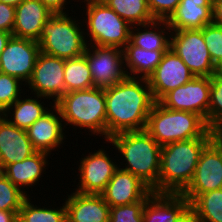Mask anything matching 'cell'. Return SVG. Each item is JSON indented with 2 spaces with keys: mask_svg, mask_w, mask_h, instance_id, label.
<instances>
[{
  "mask_svg": "<svg viewBox=\"0 0 222 222\" xmlns=\"http://www.w3.org/2000/svg\"><path fill=\"white\" fill-rule=\"evenodd\" d=\"M104 93L107 139L122 132L145 130L155 103L147 79L126 76Z\"/></svg>",
  "mask_w": 222,
  "mask_h": 222,
  "instance_id": "1",
  "label": "cell"
},
{
  "mask_svg": "<svg viewBox=\"0 0 222 222\" xmlns=\"http://www.w3.org/2000/svg\"><path fill=\"white\" fill-rule=\"evenodd\" d=\"M107 142L120 153L114 156L121 157L123 163L119 162L122 165L119 164V168L137 176L153 192L158 193L161 146L157 141L146 130H142L115 134L103 141Z\"/></svg>",
  "mask_w": 222,
  "mask_h": 222,
  "instance_id": "2",
  "label": "cell"
},
{
  "mask_svg": "<svg viewBox=\"0 0 222 222\" xmlns=\"http://www.w3.org/2000/svg\"><path fill=\"white\" fill-rule=\"evenodd\" d=\"M213 138L199 137L162 146L158 193H182L194 177L202 150Z\"/></svg>",
  "mask_w": 222,
  "mask_h": 222,
  "instance_id": "3",
  "label": "cell"
},
{
  "mask_svg": "<svg viewBox=\"0 0 222 222\" xmlns=\"http://www.w3.org/2000/svg\"><path fill=\"white\" fill-rule=\"evenodd\" d=\"M55 105L59 108L65 129L83 130L107 141L106 105L104 89L92 87L65 93Z\"/></svg>",
  "mask_w": 222,
  "mask_h": 222,
  "instance_id": "4",
  "label": "cell"
},
{
  "mask_svg": "<svg viewBox=\"0 0 222 222\" xmlns=\"http://www.w3.org/2000/svg\"><path fill=\"white\" fill-rule=\"evenodd\" d=\"M145 130L161 147L182 140L214 137L215 132L200 115L168 109L160 102L152 106Z\"/></svg>",
  "mask_w": 222,
  "mask_h": 222,
  "instance_id": "5",
  "label": "cell"
},
{
  "mask_svg": "<svg viewBox=\"0 0 222 222\" xmlns=\"http://www.w3.org/2000/svg\"><path fill=\"white\" fill-rule=\"evenodd\" d=\"M85 3L82 22L87 44L123 49L129 43L132 26L102 0Z\"/></svg>",
  "mask_w": 222,
  "mask_h": 222,
  "instance_id": "6",
  "label": "cell"
},
{
  "mask_svg": "<svg viewBox=\"0 0 222 222\" xmlns=\"http://www.w3.org/2000/svg\"><path fill=\"white\" fill-rule=\"evenodd\" d=\"M69 15L54 14L45 23L38 40L42 53L65 60L84 55L88 44L82 19Z\"/></svg>",
  "mask_w": 222,
  "mask_h": 222,
  "instance_id": "7",
  "label": "cell"
},
{
  "mask_svg": "<svg viewBox=\"0 0 222 222\" xmlns=\"http://www.w3.org/2000/svg\"><path fill=\"white\" fill-rule=\"evenodd\" d=\"M170 48L181 58L194 76L211 77L216 73L202 29L171 31Z\"/></svg>",
  "mask_w": 222,
  "mask_h": 222,
  "instance_id": "8",
  "label": "cell"
},
{
  "mask_svg": "<svg viewBox=\"0 0 222 222\" xmlns=\"http://www.w3.org/2000/svg\"><path fill=\"white\" fill-rule=\"evenodd\" d=\"M98 150H93L87 156L79 159L78 163V184L73 190L82 194H101L110 179L113 177L119 164L115 162L114 157H110V151H106L104 146ZM104 148V149H103ZM108 152V153H107Z\"/></svg>",
  "mask_w": 222,
  "mask_h": 222,
  "instance_id": "9",
  "label": "cell"
},
{
  "mask_svg": "<svg viewBox=\"0 0 222 222\" xmlns=\"http://www.w3.org/2000/svg\"><path fill=\"white\" fill-rule=\"evenodd\" d=\"M222 188V147L212 139L202 150L194 177L181 193L189 203L199 194Z\"/></svg>",
  "mask_w": 222,
  "mask_h": 222,
  "instance_id": "10",
  "label": "cell"
},
{
  "mask_svg": "<svg viewBox=\"0 0 222 222\" xmlns=\"http://www.w3.org/2000/svg\"><path fill=\"white\" fill-rule=\"evenodd\" d=\"M65 59L40 52L30 80L25 85L30 95L48 98L55 104L65 94Z\"/></svg>",
  "mask_w": 222,
  "mask_h": 222,
  "instance_id": "11",
  "label": "cell"
},
{
  "mask_svg": "<svg viewBox=\"0 0 222 222\" xmlns=\"http://www.w3.org/2000/svg\"><path fill=\"white\" fill-rule=\"evenodd\" d=\"M84 56L87 58L95 87L110 88L126 77L123 49L88 45Z\"/></svg>",
  "mask_w": 222,
  "mask_h": 222,
  "instance_id": "12",
  "label": "cell"
},
{
  "mask_svg": "<svg viewBox=\"0 0 222 222\" xmlns=\"http://www.w3.org/2000/svg\"><path fill=\"white\" fill-rule=\"evenodd\" d=\"M211 77L195 76L184 85L168 92L159 102L168 109L193 112L208 125Z\"/></svg>",
  "mask_w": 222,
  "mask_h": 222,
  "instance_id": "13",
  "label": "cell"
},
{
  "mask_svg": "<svg viewBox=\"0 0 222 222\" xmlns=\"http://www.w3.org/2000/svg\"><path fill=\"white\" fill-rule=\"evenodd\" d=\"M40 52L37 41L12 36L0 55V72L27 84Z\"/></svg>",
  "mask_w": 222,
  "mask_h": 222,
  "instance_id": "14",
  "label": "cell"
},
{
  "mask_svg": "<svg viewBox=\"0 0 222 222\" xmlns=\"http://www.w3.org/2000/svg\"><path fill=\"white\" fill-rule=\"evenodd\" d=\"M194 77L181 58L169 48L147 81L155 102H159L168 92L184 85Z\"/></svg>",
  "mask_w": 222,
  "mask_h": 222,
  "instance_id": "15",
  "label": "cell"
},
{
  "mask_svg": "<svg viewBox=\"0 0 222 222\" xmlns=\"http://www.w3.org/2000/svg\"><path fill=\"white\" fill-rule=\"evenodd\" d=\"M26 131L28 138L37 151L53 155L55 154L52 152L56 151V149L58 151L63 147L66 142L64 140L68 137L66 136L67 131L65 130L61 112L55 104Z\"/></svg>",
  "mask_w": 222,
  "mask_h": 222,
  "instance_id": "16",
  "label": "cell"
},
{
  "mask_svg": "<svg viewBox=\"0 0 222 222\" xmlns=\"http://www.w3.org/2000/svg\"><path fill=\"white\" fill-rule=\"evenodd\" d=\"M151 191L137 176L118 168L101 195L110 207H114L141 201Z\"/></svg>",
  "mask_w": 222,
  "mask_h": 222,
  "instance_id": "17",
  "label": "cell"
},
{
  "mask_svg": "<svg viewBox=\"0 0 222 222\" xmlns=\"http://www.w3.org/2000/svg\"><path fill=\"white\" fill-rule=\"evenodd\" d=\"M69 194L63 199L67 222H109L110 206L101 194H82L74 190Z\"/></svg>",
  "mask_w": 222,
  "mask_h": 222,
  "instance_id": "18",
  "label": "cell"
},
{
  "mask_svg": "<svg viewBox=\"0 0 222 222\" xmlns=\"http://www.w3.org/2000/svg\"><path fill=\"white\" fill-rule=\"evenodd\" d=\"M36 152L27 131L12 125L0 115V171L7 165L20 162Z\"/></svg>",
  "mask_w": 222,
  "mask_h": 222,
  "instance_id": "19",
  "label": "cell"
},
{
  "mask_svg": "<svg viewBox=\"0 0 222 222\" xmlns=\"http://www.w3.org/2000/svg\"><path fill=\"white\" fill-rule=\"evenodd\" d=\"M54 15L40 0H24L15 7L12 35L37 41L45 23Z\"/></svg>",
  "mask_w": 222,
  "mask_h": 222,
  "instance_id": "20",
  "label": "cell"
},
{
  "mask_svg": "<svg viewBox=\"0 0 222 222\" xmlns=\"http://www.w3.org/2000/svg\"><path fill=\"white\" fill-rule=\"evenodd\" d=\"M51 154L37 151L30 157L13 164L7 165L1 172L22 192L29 196V187L33 191L32 187L39 184L40 178L46 171L50 162L48 160Z\"/></svg>",
  "mask_w": 222,
  "mask_h": 222,
  "instance_id": "21",
  "label": "cell"
},
{
  "mask_svg": "<svg viewBox=\"0 0 222 222\" xmlns=\"http://www.w3.org/2000/svg\"><path fill=\"white\" fill-rule=\"evenodd\" d=\"M213 0H181L167 20L171 31L202 29L212 23Z\"/></svg>",
  "mask_w": 222,
  "mask_h": 222,
  "instance_id": "22",
  "label": "cell"
},
{
  "mask_svg": "<svg viewBox=\"0 0 222 222\" xmlns=\"http://www.w3.org/2000/svg\"><path fill=\"white\" fill-rule=\"evenodd\" d=\"M190 205L181 193L153 192L143 207V222H175Z\"/></svg>",
  "mask_w": 222,
  "mask_h": 222,
  "instance_id": "23",
  "label": "cell"
},
{
  "mask_svg": "<svg viewBox=\"0 0 222 222\" xmlns=\"http://www.w3.org/2000/svg\"><path fill=\"white\" fill-rule=\"evenodd\" d=\"M24 95L25 94H23L24 99L22 96L19 97L1 115L5 117L12 125L17 126L20 129L27 130L37 119L41 118L45 113H47L51 109L49 107H52L54 103L51 101L49 102L48 98L42 96H29L28 94L25 95L27 97L26 98ZM45 100L49 104H47Z\"/></svg>",
  "mask_w": 222,
  "mask_h": 222,
  "instance_id": "24",
  "label": "cell"
},
{
  "mask_svg": "<svg viewBox=\"0 0 222 222\" xmlns=\"http://www.w3.org/2000/svg\"><path fill=\"white\" fill-rule=\"evenodd\" d=\"M143 28V29H142ZM171 28L167 20H154L147 24L133 25L129 42L145 50H168Z\"/></svg>",
  "mask_w": 222,
  "mask_h": 222,
  "instance_id": "25",
  "label": "cell"
},
{
  "mask_svg": "<svg viewBox=\"0 0 222 222\" xmlns=\"http://www.w3.org/2000/svg\"><path fill=\"white\" fill-rule=\"evenodd\" d=\"M167 50H145L130 42L123 48L124 70L126 76L133 78L148 77L161 62Z\"/></svg>",
  "mask_w": 222,
  "mask_h": 222,
  "instance_id": "26",
  "label": "cell"
},
{
  "mask_svg": "<svg viewBox=\"0 0 222 222\" xmlns=\"http://www.w3.org/2000/svg\"><path fill=\"white\" fill-rule=\"evenodd\" d=\"M30 197L27 196L21 205L18 222H67L65 203L54 208L56 202L53 201V207L52 205L46 207L45 204L41 207L39 204L34 205Z\"/></svg>",
  "mask_w": 222,
  "mask_h": 222,
  "instance_id": "27",
  "label": "cell"
},
{
  "mask_svg": "<svg viewBox=\"0 0 222 222\" xmlns=\"http://www.w3.org/2000/svg\"><path fill=\"white\" fill-rule=\"evenodd\" d=\"M64 83L65 93L95 87L87 58L84 55L65 60Z\"/></svg>",
  "mask_w": 222,
  "mask_h": 222,
  "instance_id": "28",
  "label": "cell"
},
{
  "mask_svg": "<svg viewBox=\"0 0 222 222\" xmlns=\"http://www.w3.org/2000/svg\"><path fill=\"white\" fill-rule=\"evenodd\" d=\"M131 26L154 21L147 0H102Z\"/></svg>",
  "mask_w": 222,
  "mask_h": 222,
  "instance_id": "29",
  "label": "cell"
},
{
  "mask_svg": "<svg viewBox=\"0 0 222 222\" xmlns=\"http://www.w3.org/2000/svg\"><path fill=\"white\" fill-rule=\"evenodd\" d=\"M190 206L200 222H222V188L199 194Z\"/></svg>",
  "mask_w": 222,
  "mask_h": 222,
  "instance_id": "30",
  "label": "cell"
},
{
  "mask_svg": "<svg viewBox=\"0 0 222 222\" xmlns=\"http://www.w3.org/2000/svg\"><path fill=\"white\" fill-rule=\"evenodd\" d=\"M22 85L25 87L26 84L16 77L0 72V114L4 113L23 94H27L25 92L29 93L30 90L25 91Z\"/></svg>",
  "mask_w": 222,
  "mask_h": 222,
  "instance_id": "31",
  "label": "cell"
},
{
  "mask_svg": "<svg viewBox=\"0 0 222 222\" xmlns=\"http://www.w3.org/2000/svg\"><path fill=\"white\" fill-rule=\"evenodd\" d=\"M208 126L214 131L222 128V78L216 73L211 76Z\"/></svg>",
  "mask_w": 222,
  "mask_h": 222,
  "instance_id": "32",
  "label": "cell"
},
{
  "mask_svg": "<svg viewBox=\"0 0 222 222\" xmlns=\"http://www.w3.org/2000/svg\"><path fill=\"white\" fill-rule=\"evenodd\" d=\"M27 195L0 171V210L19 212Z\"/></svg>",
  "mask_w": 222,
  "mask_h": 222,
  "instance_id": "33",
  "label": "cell"
},
{
  "mask_svg": "<svg viewBox=\"0 0 222 222\" xmlns=\"http://www.w3.org/2000/svg\"><path fill=\"white\" fill-rule=\"evenodd\" d=\"M152 193L153 191L141 201L110 207L109 222H143V207Z\"/></svg>",
  "mask_w": 222,
  "mask_h": 222,
  "instance_id": "34",
  "label": "cell"
},
{
  "mask_svg": "<svg viewBox=\"0 0 222 222\" xmlns=\"http://www.w3.org/2000/svg\"><path fill=\"white\" fill-rule=\"evenodd\" d=\"M203 39L216 67L222 64V27L214 23L202 28Z\"/></svg>",
  "mask_w": 222,
  "mask_h": 222,
  "instance_id": "35",
  "label": "cell"
},
{
  "mask_svg": "<svg viewBox=\"0 0 222 222\" xmlns=\"http://www.w3.org/2000/svg\"><path fill=\"white\" fill-rule=\"evenodd\" d=\"M181 0H147L148 8L156 20H168Z\"/></svg>",
  "mask_w": 222,
  "mask_h": 222,
  "instance_id": "36",
  "label": "cell"
},
{
  "mask_svg": "<svg viewBox=\"0 0 222 222\" xmlns=\"http://www.w3.org/2000/svg\"><path fill=\"white\" fill-rule=\"evenodd\" d=\"M15 23V6L0 2V30L13 32Z\"/></svg>",
  "mask_w": 222,
  "mask_h": 222,
  "instance_id": "37",
  "label": "cell"
},
{
  "mask_svg": "<svg viewBox=\"0 0 222 222\" xmlns=\"http://www.w3.org/2000/svg\"><path fill=\"white\" fill-rule=\"evenodd\" d=\"M51 12L54 14H68L70 10H67V4L69 0H40ZM74 1V0H73ZM76 2V0L74 1ZM66 6V7H65Z\"/></svg>",
  "mask_w": 222,
  "mask_h": 222,
  "instance_id": "38",
  "label": "cell"
},
{
  "mask_svg": "<svg viewBox=\"0 0 222 222\" xmlns=\"http://www.w3.org/2000/svg\"><path fill=\"white\" fill-rule=\"evenodd\" d=\"M175 222H200L196 212L189 205L176 219Z\"/></svg>",
  "mask_w": 222,
  "mask_h": 222,
  "instance_id": "39",
  "label": "cell"
},
{
  "mask_svg": "<svg viewBox=\"0 0 222 222\" xmlns=\"http://www.w3.org/2000/svg\"><path fill=\"white\" fill-rule=\"evenodd\" d=\"M212 23L222 27V0H213Z\"/></svg>",
  "mask_w": 222,
  "mask_h": 222,
  "instance_id": "40",
  "label": "cell"
},
{
  "mask_svg": "<svg viewBox=\"0 0 222 222\" xmlns=\"http://www.w3.org/2000/svg\"><path fill=\"white\" fill-rule=\"evenodd\" d=\"M18 213L19 212L0 210V222H18Z\"/></svg>",
  "mask_w": 222,
  "mask_h": 222,
  "instance_id": "41",
  "label": "cell"
},
{
  "mask_svg": "<svg viewBox=\"0 0 222 222\" xmlns=\"http://www.w3.org/2000/svg\"><path fill=\"white\" fill-rule=\"evenodd\" d=\"M12 36H13L12 33L0 30V55Z\"/></svg>",
  "mask_w": 222,
  "mask_h": 222,
  "instance_id": "42",
  "label": "cell"
},
{
  "mask_svg": "<svg viewBox=\"0 0 222 222\" xmlns=\"http://www.w3.org/2000/svg\"><path fill=\"white\" fill-rule=\"evenodd\" d=\"M222 147V130H216L213 138Z\"/></svg>",
  "mask_w": 222,
  "mask_h": 222,
  "instance_id": "43",
  "label": "cell"
},
{
  "mask_svg": "<svg viewBox=\"0 0 222 222\" xmlns=\"http://www.w3.org/2000/svg\"><path fill=\"white\" fill-rule=\"evenodd\" d=\"M22 1H24V0H0V2H2V3L13 5L15 7L18 6Z\"/></svg>",
  "mask_w": 222,
  "mask_h": 222,
  "instance_id": "44",
  "label": "cell"
},
{
  "mask_svg": "<svg viewBox=\"0 0 222 222\" xmlns=\"http://www.w3.org/2000/svg\"><path fill=\"white\" fill-rule=\"evenodd\" d=\"M216 74L222 78V64L217 67Z\"/></svg>",
  "mask_w": 222,
  "mask_h": 222,
  "instance_id": "45",
  "label": "cell"
},
{
  "mask_svg": "<svg viewBox=\"0 0 222 222\" xmlns=\"http://www.w3.org/2000/svg\"><path fill=\"white\" fill-rule=\"evenodd\" d=\"M88 1H101V0H78L77 2H80L81 4H83V2H84V4H85V2H88Z\"/></svg>",
  "mask_w": 222,
  "mask_h": 222,
  "instance_id": "46",
  "label": "cell"
}]
</instances>
